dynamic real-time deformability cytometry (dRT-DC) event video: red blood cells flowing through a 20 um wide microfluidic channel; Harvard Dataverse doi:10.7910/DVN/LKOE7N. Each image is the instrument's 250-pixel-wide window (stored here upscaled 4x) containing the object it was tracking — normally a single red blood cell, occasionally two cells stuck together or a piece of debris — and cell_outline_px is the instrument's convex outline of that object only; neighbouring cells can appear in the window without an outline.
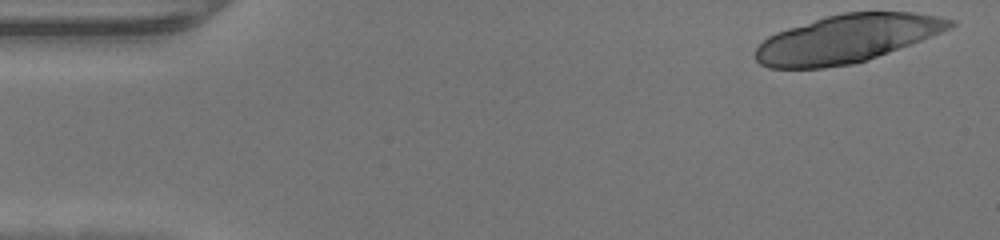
{"species": "human", "species_latin": "Homo sapiens", "temperature_condition": "warm", "stored_images_in_passage": 20, "camera_frame_rate_fps": 3000, "um_per_image_px": 0.085, "donor": {"sex": "male"}, "frame": {"image": 1, "passage_image": 1, "time_ms": 0.0, "image_size_px": [1000, 240], "cell_outline_px": [[956, 24], [952, 28], [888, 52], [852, 64], [824, 68], [768, 68], [760, 64], [756, 60], [756, 48], [768, 36], [776, 32], [788, 28], [828, 16], [844, 12], [912, 12], [936, 16], [956, 20]], "centroid_in_image_um": [71.97, 3.29], "position_along_channel_um": 13.0, "area_um2": 53.7}}